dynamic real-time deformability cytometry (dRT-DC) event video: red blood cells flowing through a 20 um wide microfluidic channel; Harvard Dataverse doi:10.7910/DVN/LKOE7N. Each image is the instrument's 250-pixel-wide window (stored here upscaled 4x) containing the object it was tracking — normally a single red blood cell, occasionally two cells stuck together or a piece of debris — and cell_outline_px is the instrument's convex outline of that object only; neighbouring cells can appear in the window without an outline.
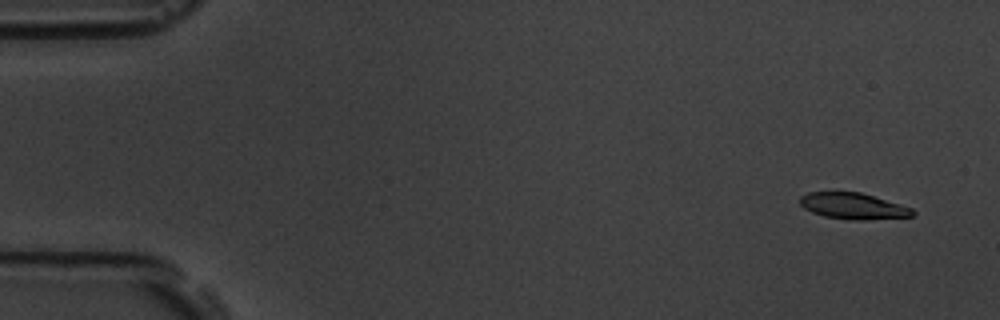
{"species": "common noctule bat (a hibernating species)", "species_latin": "Nyctalus noctula", "temperature_condition": "room temperature", "stored_images_in_passage": 5, "camera_frame_rate_fps": 3000, "um_per_image_px": 0.085, "animal": {"sex": "male", "body_mass_g": 19.5, "forearm_length_mm": 54.6}, "frame": {"image": 1, "passage_image": 2, "time_ms": 1.0, "image_size_px": [1000, 320], "cell_outline_px": [[916, 212], [912, 216], [860, 220], [824, 216], [812, 212], [804, 208], [800, 204], [800, 196], [808, 192], [860, 192], [900, 204], [912, 208]], "centroid_in_image_um": [72.51, 17.5], "position_along_channel_um": 12.5, "area_um2": 16.94}}
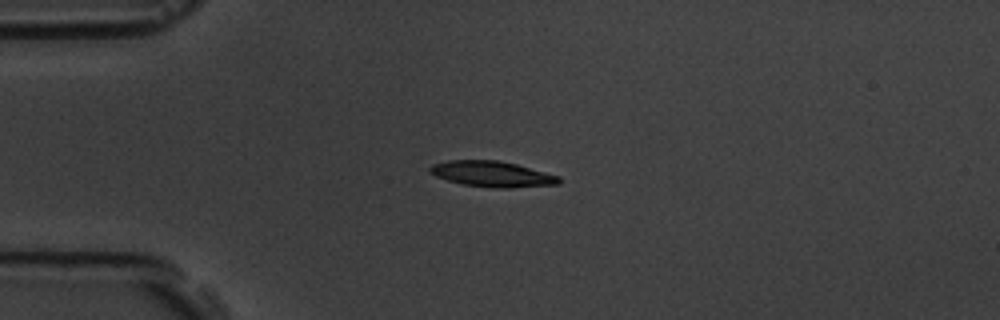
{"frame": {"image": 2, "passage_image": 5, "time_ms": 4.667, "image_size_px": [1000, 320], "cell_outline_px": [[560, 184], [508, 188], [500, 188], [460, 184], [436, 176], [428, 172], [428, 168], [432, 164], [448, 160], [496, 160], [516, 164], [560, 176]], "centroid_in_image_um": [41.81, 14.79], "position_along_channel_um": 43.2, "area_um2": 19.31}}